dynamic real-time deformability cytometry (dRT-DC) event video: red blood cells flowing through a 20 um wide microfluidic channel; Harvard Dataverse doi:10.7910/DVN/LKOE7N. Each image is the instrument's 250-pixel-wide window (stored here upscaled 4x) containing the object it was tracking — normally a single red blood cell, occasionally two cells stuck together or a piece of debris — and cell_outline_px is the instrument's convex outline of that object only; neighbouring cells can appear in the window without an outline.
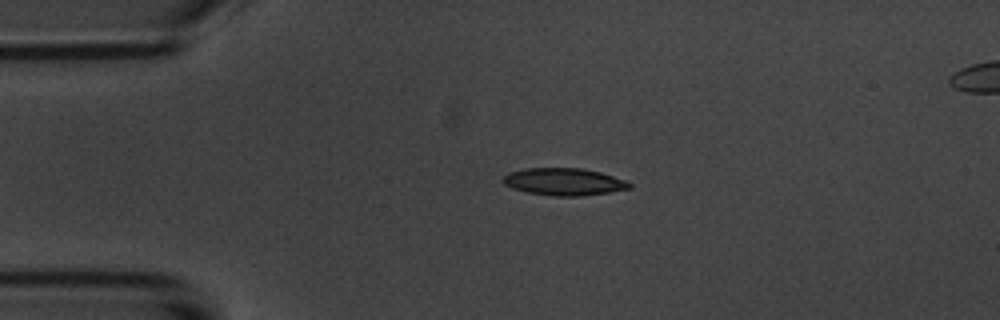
{"species": "common noctule bat (a hibernating species)", "species_latin": "Nyctalus noctula", "temperature_condition": "room temperature", "stored_images_in_passage": 2, "camera_frame_rate_fps": 3000, "um_per_image_px": 0.085, "animal": {"sex": "male", "body_mass_g": 20.1, "forearm_length_mm": 53.5}, "frame": {"image": 1, "passage_image": 1, "time_ms": 0.0, "image_size_px": [1000, 320], "cell_outline_px": [[632, 188], [608, 192], [580, 196], [556, 196], [528, 192], [512, 188], [504, 184], [500, 180], [508, 172], [524, 168], [584, 168], [600, 172], [628, 180], [632, 184]], "centroid_in_image_um": [47.94, 15.44], "position_along_channel_um": 37.1, "area_um2": 20.23}}